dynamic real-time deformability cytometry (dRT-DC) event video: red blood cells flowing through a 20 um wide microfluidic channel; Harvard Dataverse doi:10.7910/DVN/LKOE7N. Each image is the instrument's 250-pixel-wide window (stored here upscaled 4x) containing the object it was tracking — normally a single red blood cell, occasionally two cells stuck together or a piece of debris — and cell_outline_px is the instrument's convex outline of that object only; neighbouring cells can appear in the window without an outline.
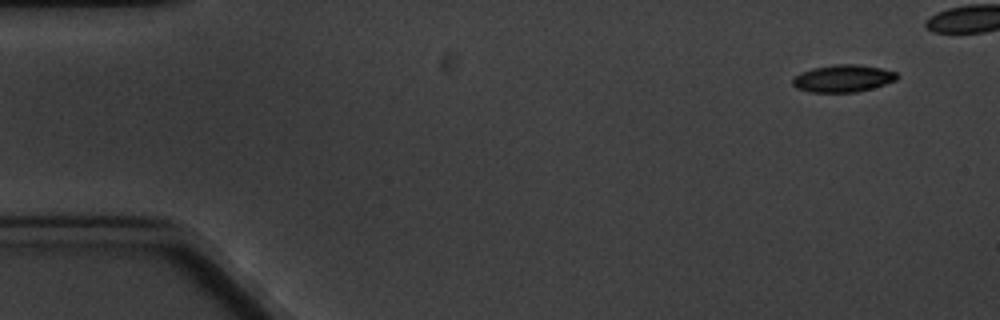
{"species": "common noctule bat (a hibernating species)", "species_latin": "Nyctalus noctula", "temperature_condition": "cold", "stored_images_in_passage": 6, "camera_frame_rate_fps": 3000, "um_per_image_px": 0.085, "animal": {"sex": "male", "body_mass_g": 20.1, "forearm_length_mm": 53.5}, "frame": {"image": 1, "passage_image": 1, "time_ms": 0.0, "image_size_px": [1000, 320], "cell_outline_px": [[900, 76], [896, 80], [872, 88], [856, 92], [808, 92], [796, 88], [792, 84], [792, 80], [800, 72], [812, 68], [832, 64], [856, 64], [880, 68], [896, 72]], "centroid_in_image_um": [71.63, 6.66], "position_along_channel_um": 13.4, "area_um2": 16.65}}
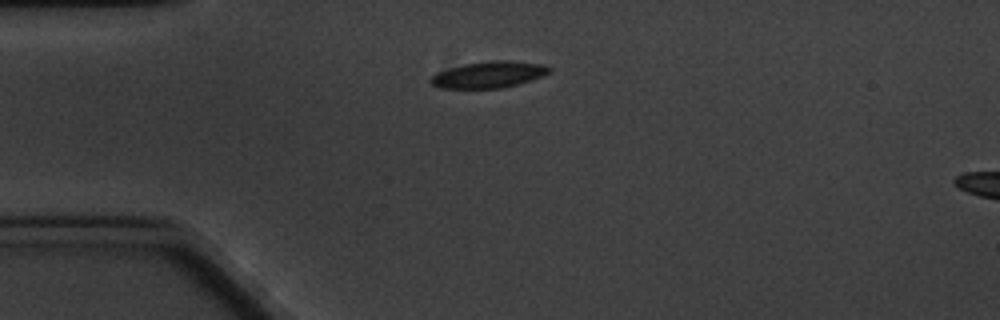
{"frame": {"image": 2, "passage_image": 6, "time_ms": 5.667, "image_size_px": [1000, 320], "cell_outline_px": [[552, 72], [544, 76], [532, 80], [500, 88], [440, 88], [432, 84], [428, 80], [436, 72], [464, 64], [492, 60], [508, 60], [540, 64], [552, 68]], "centroid_in_image_um": [41.56, 6.34], "position_along_channel_um": 43.4, "area_um2": 18.26}}